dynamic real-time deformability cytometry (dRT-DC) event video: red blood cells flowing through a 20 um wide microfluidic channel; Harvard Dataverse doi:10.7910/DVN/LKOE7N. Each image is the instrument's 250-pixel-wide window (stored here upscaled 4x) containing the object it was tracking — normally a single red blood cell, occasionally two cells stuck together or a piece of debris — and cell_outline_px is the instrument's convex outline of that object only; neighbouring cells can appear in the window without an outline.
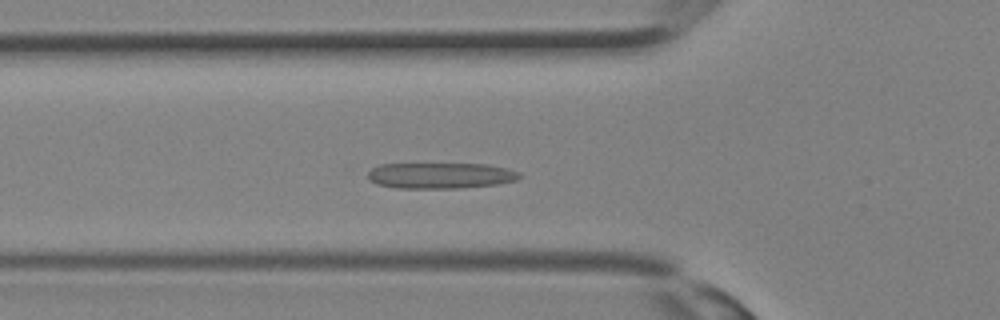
{"species": "Egyptian fruit bat (a non-hibernating species)", "species_latin": "Rousettus aegyptiacus", "temperature_condition": "room temperature", "stored_images_in_passage": 25, "camera_frame_rate_fps": 3000, "um_per_image_px": 0.085, "animal": {"sex": "female"}, "frame": {"image": 1, "passage_image": 5, "time_ms": 1.333, "image_size_px": [1000, 320], "cell_outline_px": [[524, 176], [516, 180], [496, 184], [460, 188], [396, 188], [376, 184], [368, 180], [368, 172], [372, 168], [380, 164], [488, 164], [520, 172]], "centroid_in_image_um": [37.43, 14.92], "position_along_channel_um": 88.4, "area_um2": 22.95}}
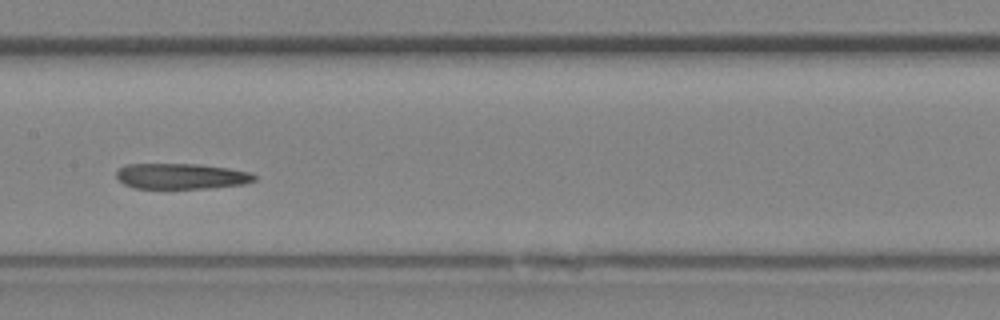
{"frame": {"image": 2, "passage_image": 10, "time_ms": 3.0, "image_size_px": [1000, 320], "cell_outline_px": [[256, 180], [244, 184], [212, 188], [136, 188], [124, 184], [116, 176], [116, 172], [120, 168], [128, 164], [200, 164], [228, 168], [248, 172], [256, 176]], "centroid_in_image_um": [15.42, 14.98], "position_along_channel_um": 192.0, "area_um2": 20.52}}
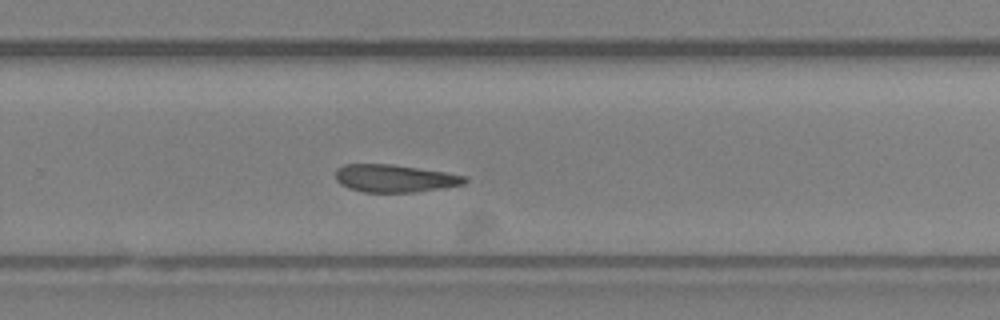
{"frame": {"image": 3, "passage_image": 15, "time_ms": 4.667, "image_size_px": [1000, 320], "cell_outline_px": [[468, 180], [464, 184], [440, 188], [412, 192], [364, 192], [348, 188], [340, 184], [336, 180], [336, 168], [344, 164], [392, 164], [444, 172], [468, 176]], "centroid_in_image_um": [33.52, 15.15], "position_along_channel_um": 296.3, "area_um2": 20.75}}